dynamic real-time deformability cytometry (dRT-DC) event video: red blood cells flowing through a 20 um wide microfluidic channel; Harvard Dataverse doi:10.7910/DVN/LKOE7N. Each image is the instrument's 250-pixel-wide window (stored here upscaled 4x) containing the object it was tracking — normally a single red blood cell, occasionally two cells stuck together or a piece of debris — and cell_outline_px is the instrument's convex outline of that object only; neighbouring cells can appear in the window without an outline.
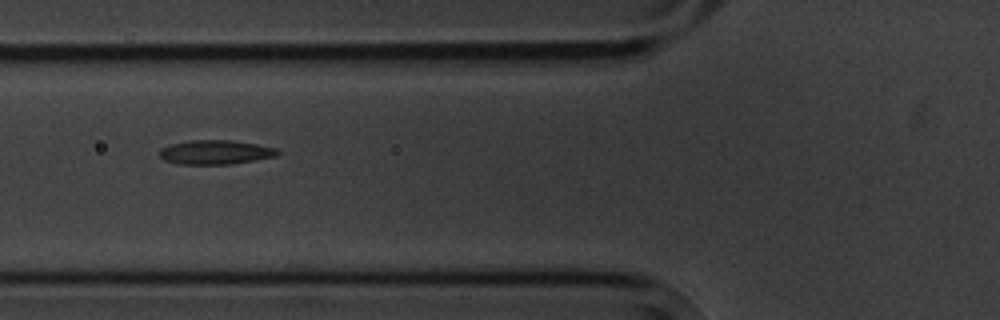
{"species": "common noctule bat (a hibernating species)", "species_latin": "Nyctalus noctula", "temperature_condition": "cold", "stored_images_in_passage": 12, "camera_frame_rate_fps": 3000, "um_per_image_px": 0.085, "animal": {"sex": "male", "body_mass_g": 20.1, "forearm_length_mm": 53.5}, "frame": {"image": 1, "passage_image": 3, "time_ms": 3.0, "image_size_px": [1000, 320], "cell_outline_px": [[280, 152], [276, 156], [232, 164], [176, 164], [164, 160], [160, 156], [160, 148], [172, 144], [188, 140], [232, 140], [256, 144], [276, 148]], "centroid_in_image_um": [18.3, 12.94], "position_along_channel_um": 107.5, "area_um2": 16.65}}
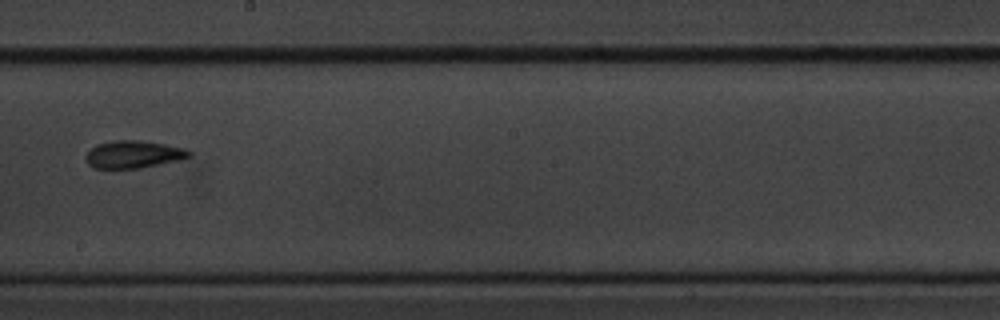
{"frame": {"image": 2, "passage_image": 6, "time_ms": 6.667, "image_size_px": [1000, 320], "cell_outline_px": [[192, 156], [176, 160], [140, 168], [92, 168], [88, 164], [84, 156], [96, 144], [112, 140], [140, 140], [164, 144], [184, 148], [192, 152]], "centroid_in_image_um": [11.31, 13.11], "position_along_channel_um": 236.9, "area_um2": 16.47}}
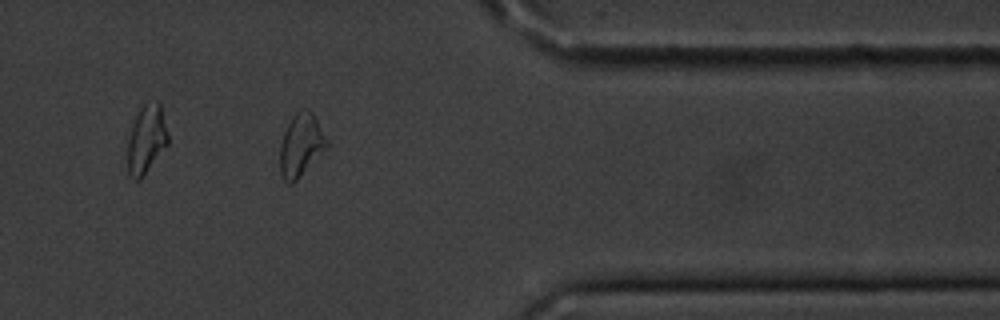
{"frame": {"image": 3, "passage_image": 10, "time_ms": 11.333, "image_size_px": [1000, 320], "cell_outline_px": [[328, 148], [292, 184], [288, 184], [280, 176], [280, 144], [284, 132], [292, 116], [296, 112], [308, 108], [316, 116], [328, 140]], "centroid_in_image_um": [25.6, 12.33], "position_along_channel_um": 385.8, "area_um2": 17.34}, "authors_computed_cell_mechanics": {"area_um2": 16.5597, "velocity_mm_per_s": 3.5147, "shape_relaxation_time_tau1_ms": 8.0374, "shape_relaxation_time_tau2_ms": 4.691, "deformation_change_tau1": 0.1596, "deformation_change_tau2": 0.102}}